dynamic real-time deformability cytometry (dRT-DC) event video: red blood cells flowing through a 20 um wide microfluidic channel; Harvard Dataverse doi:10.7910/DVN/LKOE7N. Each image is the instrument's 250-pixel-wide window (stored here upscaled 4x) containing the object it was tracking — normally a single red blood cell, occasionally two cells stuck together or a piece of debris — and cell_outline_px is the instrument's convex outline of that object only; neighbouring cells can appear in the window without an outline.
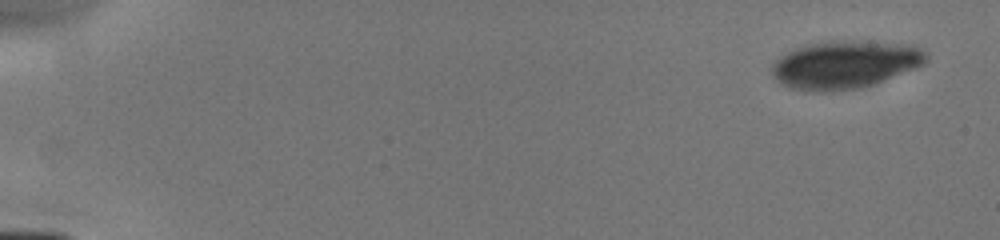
{"species": "human", "species_latin": "Homo sapiens", "temperature_condition": "cold", "stored_images_in_passage": 8, "camera_frame_rate_fps": 3000, "um_per_image_px": 0.085, "donor": {"sex": "male"}, "frame": {"image": 1, "passage_image": 1, "time_ms": 0.0, "image_size_px": [1000, 240], "cell_outline_px": [[928, 60], [916, 68], [876, 84], [860, 88], [832, 92], [804, 92], [788, 88], [780, 84], [772, 76], [772, 64], [780, 56], [796, 48], [808, 44], [832, 40], [912, 44], [924, 48], [928, 52]], "centroid_in_image_um": [71.83, 5.51], "position_along_channel_um": 13.2, "area_um2": 43.81}}
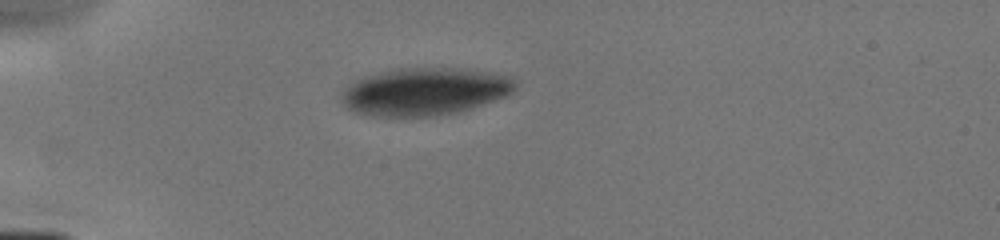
{"frame": {"image": 2, "passage_image": 6, "time_ms": 4.0, "image_size_px": [1000, 240], "cell_outline_px": [[516, 88], [508, 96], [456, 112], [436, 116], [372, 116], [356, 112], [348, 108], [344, 104], [340, 96], [356, 80], [364, 76], [400, 68], [452, 68], [488, 72], [512, 76], [516, 80]], "centroid_in_image_um": [36.14, 7.78], "position_along_channel_um": 48.9, "area_um2": 47.74}}
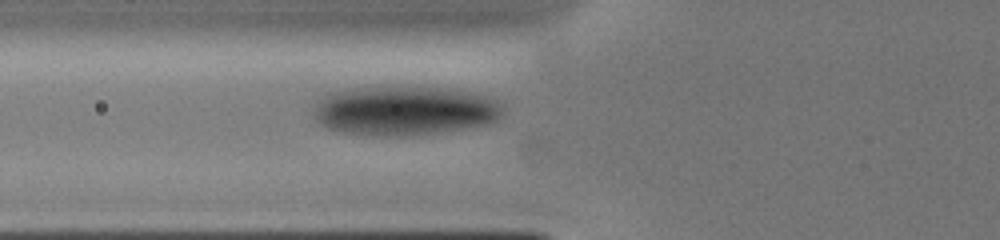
{"frame": {"image": 3, "passage_image": 8, "time_ms": 5.667, "image_size_px": [1000, 240], "cell_outline_px": [[504, 112], [496, 120], [484, 124], [432, 132], [380, 136], [344, 132], [328, 128], [316, 120], [316, 100], [328, 92], [352, 88], [452, 88], [476, 92], [492, 96], [500, 100], [504, 104]], "centroid_in_image_um": [34.44, 9.37], "position_along_channel_um": 91.4, "area_um2": 53.75}}